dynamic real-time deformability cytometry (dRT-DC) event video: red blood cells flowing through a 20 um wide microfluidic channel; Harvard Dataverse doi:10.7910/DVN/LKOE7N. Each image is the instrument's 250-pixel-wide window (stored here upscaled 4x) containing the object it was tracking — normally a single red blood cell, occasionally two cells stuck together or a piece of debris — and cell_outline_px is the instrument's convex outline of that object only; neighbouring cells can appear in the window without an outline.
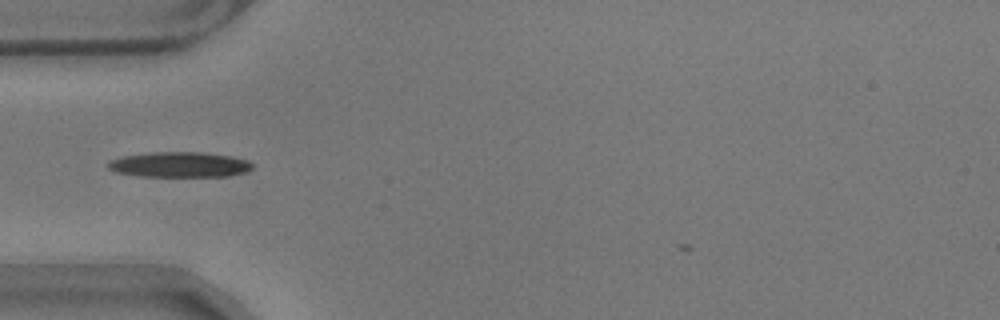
{"species": "common noctule bat (a hibernating species)", "species_latin": "Nyctalus noctula", "temperature_condition": "warm", "stored_images_in_passage": 34, "camera_frame_rate_fps": 3000, "um_per_image_px": 0.085, "animal": {"sex": "male", "body_mass_g": 17.9}, "frame": {"image": 1, "passage_image": 1, "time_ms": 0.0, "image_size_px": [1000, 320], "cell_outline_px": [[252, 168], [244, 172], [228, 176], [140, 176], [116, 172], [108, 168], [108, 160], [120, 156], [152, 152], [200, 152], [228, 156], [248, 160], [252, 164]], "centroid_in_image_um": [15.2, 13.99], "position_along_channel_um": 69.8, "area_um2": 21.15}}
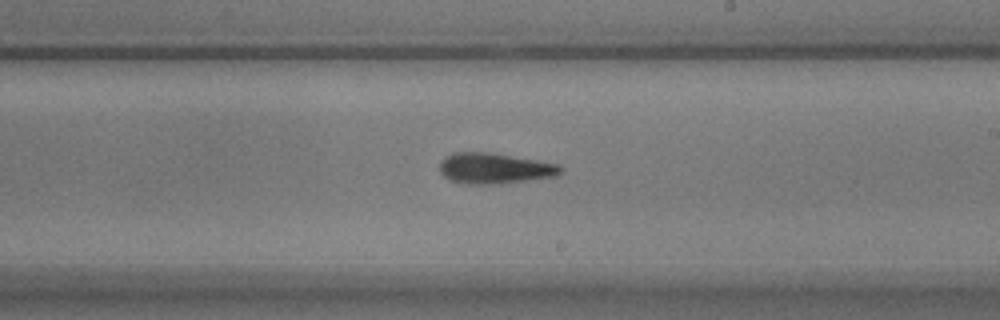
{"frame": {"image": 2, "passage_image": 16, "time_ms": 5.0, "image_size_px": [1000, 320], "cell_outline_px": [[564, 172], [556, 176], [500, 184], [468, 184], [452, 180], [444, 176], [440, 172], [440, 160], [452, 152], [488, 152], [560, 164], [564, 168]], "centroid_in_image_um": [42.07, 14.31], "position_along_channel_um": 246.9, "area_um2": 21.73}}
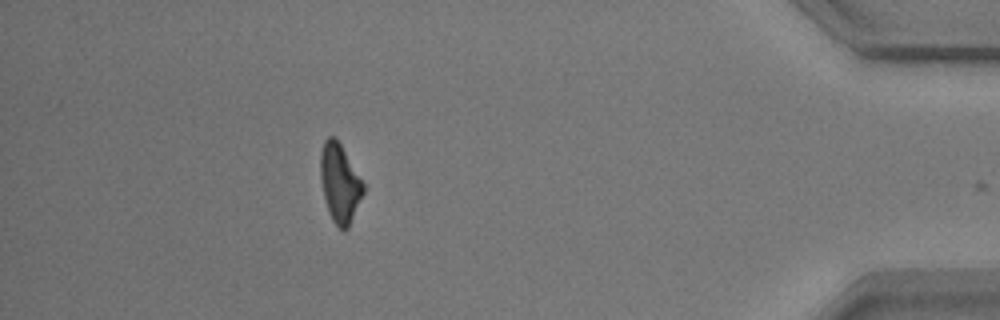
{"frame": {"image": 3, "passage_image": 34, "time_ms": 11.0, "image_size_px": [1000, 320], "cell_outline_px": [[364, 192], [348, 228], [344, 232], [332, 220], [328, 212], [320, 180], [320, 152], [324, 140], [328, 136], [332, 136], [340, 144], [364, 184]], "centroid_in_image_um": [28.86, 15.58], "position_along_channel_um": 406.3, "area_um2": 19.42}, "authors_computed_cell_mechanics": {"area_um2": 21.2126, "velocity_mm_per_s": 3.5219, "shape_relaxation_time_tau1_ms": 3.0716, "shape_relaxation_time_tau2_ms": null, "deformation_change_tau1": 0.1191, "deformation_change_tau2": null}}